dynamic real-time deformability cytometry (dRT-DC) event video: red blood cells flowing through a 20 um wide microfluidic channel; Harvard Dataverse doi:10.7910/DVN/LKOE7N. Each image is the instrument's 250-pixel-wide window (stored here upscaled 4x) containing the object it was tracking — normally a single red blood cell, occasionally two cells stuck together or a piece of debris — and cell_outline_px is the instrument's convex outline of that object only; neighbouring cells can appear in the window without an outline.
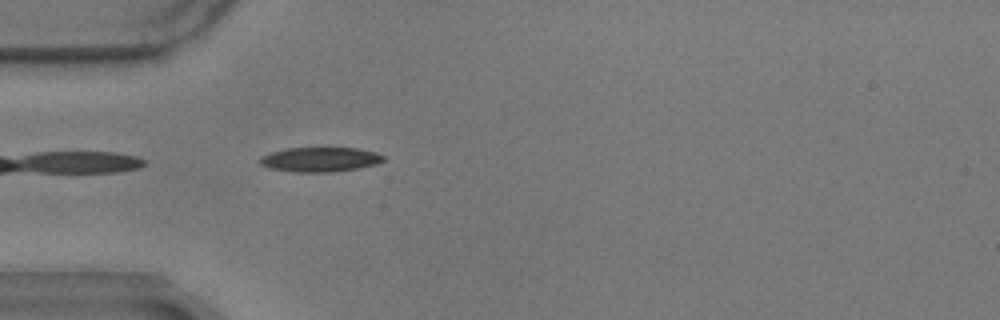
{"species": "common noctule bat (a hibernating species)", "species_latin": "Nyctalus noctula", "temperature_condition": "warm", "stored_images_in_passage": 16, "camera_frame_rate_fps": 3000, "um_per_image_px": 0.085, "animal": {"sex": "male", "body_mass_g": 17.9}, "frame": {"image": 1, "passage_image": 1, "time_ms": 0.0, "image_size_px": [1000, 320], "cell_outline_px": [[384, 160], [376, 164], [356, 168], [332, 172], [296, 172], [268, 168], [260, 164], [260, 156], [268, 152], [288, 148], [356, 148], [376, 152], [384, 156]], "centroid_in_image_um": [27.16, 13.55], "position_along_channel_um": 57.8, "area_um2": 17.69}}
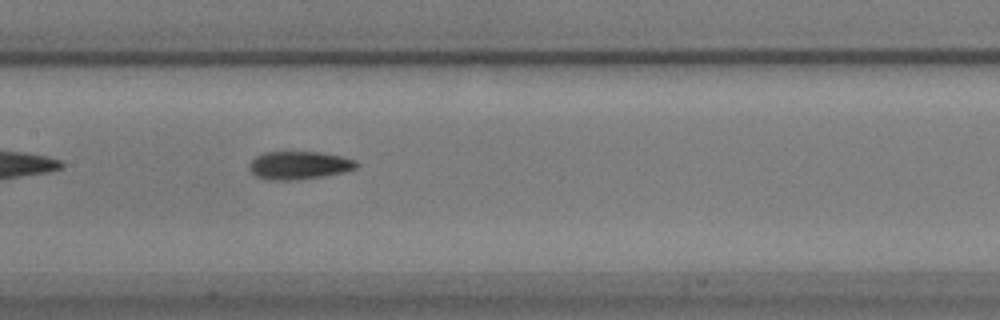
{"frame": {"image": 2, "passage_image": 12, "time_ms": 3.667, "image_size_px": [1000, 320], "cell_outline_px": [[360, 164], [356, 168], [344, 172], [324, 176], [296, 180], [268, 180], [256, 176], [248, 168], [248, 164], [256, 156], [264, 152], [320, 152], [340, 156], [356, 160]], "centroid_in_image_um": [25.42, 14.05], "position_along_channel_um": 182.0, "area_um2": 17.63}}